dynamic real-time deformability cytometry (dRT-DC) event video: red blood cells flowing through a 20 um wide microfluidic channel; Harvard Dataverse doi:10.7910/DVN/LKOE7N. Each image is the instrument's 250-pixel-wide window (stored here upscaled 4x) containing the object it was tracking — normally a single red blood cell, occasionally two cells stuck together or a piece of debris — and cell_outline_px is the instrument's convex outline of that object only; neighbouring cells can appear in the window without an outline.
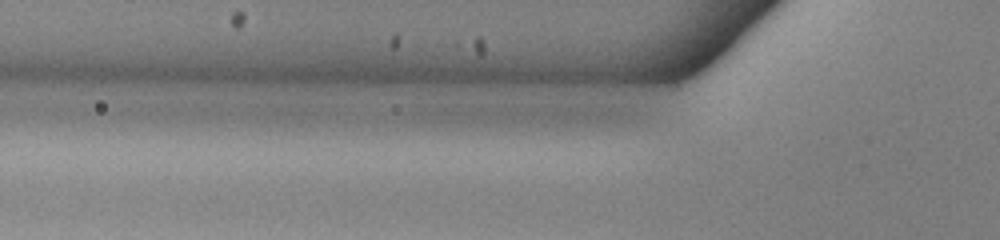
{"species": "common noctule bat (a hibernating species)", "species_latin": "Nyctalus noctula", "temperature_condition": "warm", "stored_images_in_passage": 4, "camera_frame_rate_fps": 3000, "um_per_image_px": 0.085, "animal": {"sex": "male", "body_mass_g": 13.0, "forearm_length_mm": 53.1}, "frame": {"image": 1, "passage_image": 2, "time_ms": 0.333, "image_size_px": [1000, 240], "cell_outline_px": [[628, 128], [624, 136], [544, 140], [456, 140], [432, 132], [432, 128], [448, 120], [600, 120], [616, 124]], "centroid_in_image_um": [44.84, 11.02], "position_along_channel_um": 81.0, "area_um2": 25.03}}